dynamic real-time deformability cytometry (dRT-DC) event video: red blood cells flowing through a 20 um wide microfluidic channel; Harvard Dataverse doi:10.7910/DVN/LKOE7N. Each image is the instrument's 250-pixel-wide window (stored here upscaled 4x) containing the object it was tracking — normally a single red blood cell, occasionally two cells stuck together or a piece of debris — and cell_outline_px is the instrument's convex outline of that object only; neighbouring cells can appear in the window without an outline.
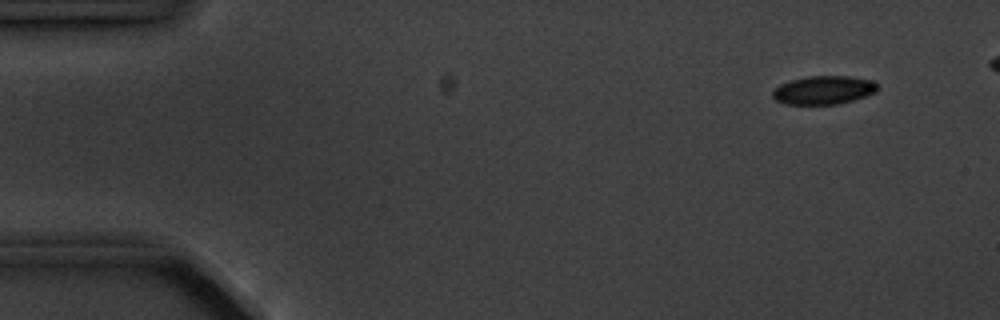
{"species": "common noctule bat (a hibernating species)", "species_latin": "Nyctalus noctula", "temperature_condition": "cold", "stored_images_in_passage": 5, "camera_frame_rate_fps": 3000, "um_per_image_px": 0.085, "animal": {"sex": "male", "body_mass_g": 20.1, "forearm_length_mm": 53.5}, "frame": {"image": 1, "passage_image": 5, "time_ms": 5.667, "image_size_px": [1000, 320], "cell_outline_px": [[876, 92], [852, 100], [836, 104], [784, 104], [776, 100], [772, 96], [772, 88], [780, 84], [792, 80], [808, 76], [852, 76], [872, 80], [876, 84]], "centroid_in_image_um": [69.96, 7.65], "position_along_channel_um": 15.0, "area_um2": 17.34}}